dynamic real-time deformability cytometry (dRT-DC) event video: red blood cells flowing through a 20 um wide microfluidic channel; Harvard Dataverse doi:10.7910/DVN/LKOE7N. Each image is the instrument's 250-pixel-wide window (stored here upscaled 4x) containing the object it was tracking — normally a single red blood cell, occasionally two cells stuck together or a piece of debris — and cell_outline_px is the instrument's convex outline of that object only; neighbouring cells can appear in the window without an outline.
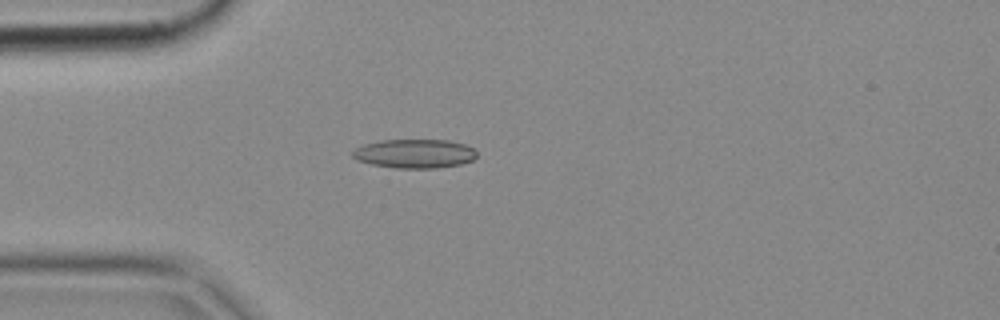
{"species": "common noctule bat (a hibernating species)", "species_latin": "Nyctalus noctula", "temperature_condition": "cold", "stored_images_in_passage": 4, "camera_frame_rate_fps": 3000, "um_per_image_px": 0.085, "animal": {"sex": "female", "body_mass_g": 18.4}, "frame": {"image": 1, "passage_image": 3, "time_ms": 0.667, "image_size_px": [1000, 320], "cell_outline_px": [[476, 156], [472, 160], [460, 164], [436, 168], [396, 168], [372, 164], [356, 160], [352, 156], [352, 152], [356, 148], [364, 144], [380, 140], [448, 140], [464, 144], [476, 148]], "centroid_in_image_um": [35.24, 13.05], "position_along_channel_um": 49.8, "area_um2": 20.98}}